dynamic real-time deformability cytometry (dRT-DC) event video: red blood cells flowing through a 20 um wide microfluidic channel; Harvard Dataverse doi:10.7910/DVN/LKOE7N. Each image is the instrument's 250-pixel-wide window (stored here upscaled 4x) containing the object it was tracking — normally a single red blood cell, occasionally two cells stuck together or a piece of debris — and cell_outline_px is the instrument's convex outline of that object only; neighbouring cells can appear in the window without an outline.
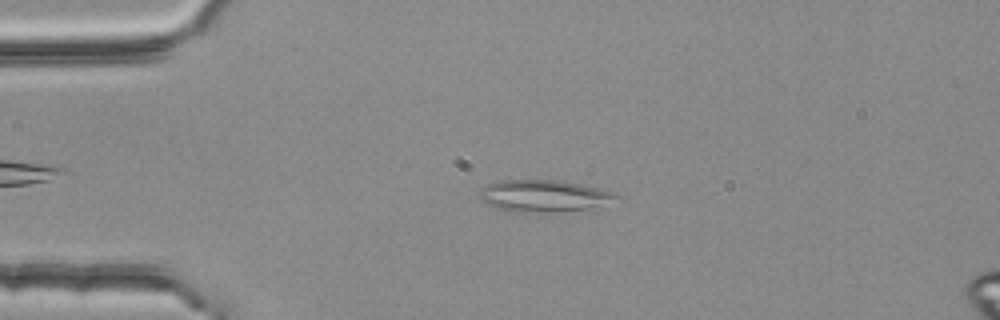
{"species": "common noctule bat (a hibernating species)", "species_latin": "Nyctalus noctula", "temperature_condition": "room temperature", "stored_images_in_passage": 2, "camera_frame_rate_fps": 3000, "um_per_image_px": 0.085, "animal": {"sex": "female", "body_mass_g": 25.1}, "frame": {"image": 1, "passage_image": 1, "time_ms": 0.0, "image_size_px": [1000, 320], "cell_outline_px": [[620, 196], [588, 208], [560, 212], [516, 212], [496, 208], [480, 200], [480, 192], [488, 184], [500, 180], [560, 180], [580, 184], [616, 192]], "centroid_in_image_um": [46.17, 16.64], "position_along_channel_um": 38.8, "area_um2": 25.03}}